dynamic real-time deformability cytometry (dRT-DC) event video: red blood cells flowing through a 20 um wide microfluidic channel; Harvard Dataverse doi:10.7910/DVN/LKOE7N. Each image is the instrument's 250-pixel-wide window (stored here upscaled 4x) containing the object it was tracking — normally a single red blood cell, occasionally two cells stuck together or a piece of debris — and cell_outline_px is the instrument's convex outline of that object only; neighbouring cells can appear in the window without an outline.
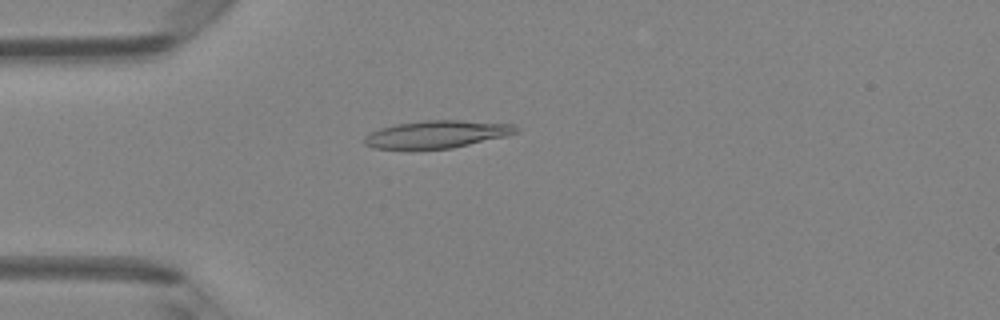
{"species": "Egyptian fruit bat (a non-hibernating species)", "species_latin": "Rousettus aegyptiacus", "temperature_condition": "room temperature", "stored_images_in_passage": 48, "camera_frame_rate_fps": 3000, "um_per_image_px": 0.085, "animal": {"sex": "female"}, "frame": {"image": 1, "passage_image": 13, "time_ms": 4.0, "image_size_px": [1000, 320], "cell_outline_px": [[520, 132], [504, 136], [452, 148], [372, 148], [364, 144], [364, 136], [368, 132], [380, 128], [396, 124], [424, 120], [460, 120], [516, 124], [520, 128]], "centroid_in_image_um": [37.15, 11.39], "position_along_channel_um": 47.9, "area_um2": 24.22}}
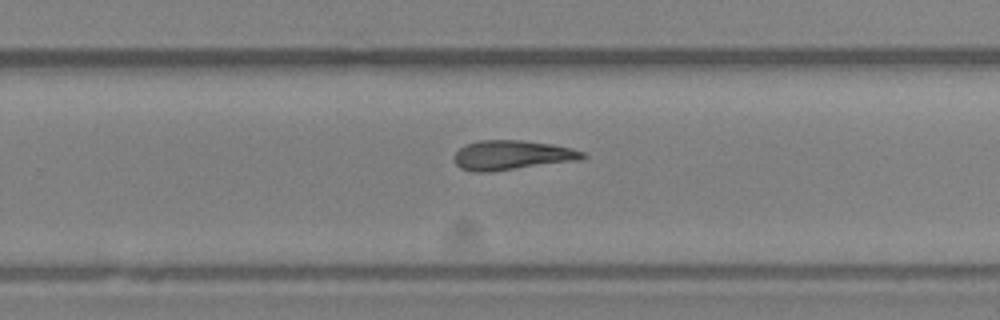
{"frame": {"image": 2, "passage_image": 31, "time_ms": 10.0, "image_size_px": [1000, 320], "cell_outline_px": [[588, 156], [580, 160], [492, 172], [472, 172], [460, 168], [452, 160], [452, 156], [460, 148], [468, 144], [480, 140], [520, 140], [552, 144], [572, 148], [584, 152]], "centroid_in_image_um": [43.51, 13.2], "position_along_channel_um": 286.3, "area_um2": 22.37}}
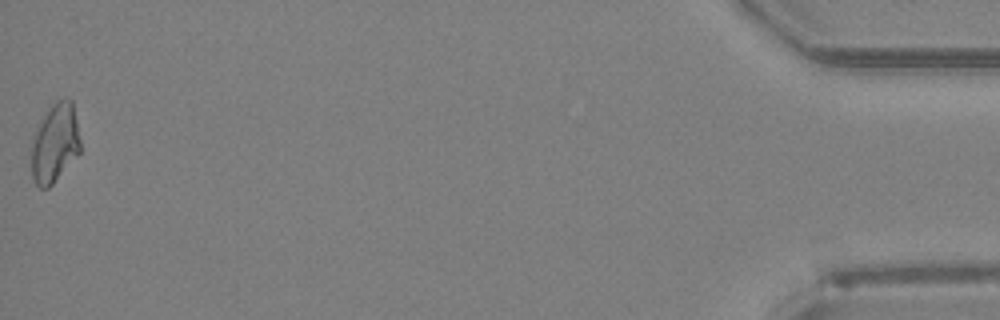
{"frame": {"image": 3, "passage_image": 48, "time_ms": 15.667, "image_size_px": [1000, 320], "cell_outline_px": [[80, 152], [52, 184], [48, 188], [40, 188], [36, 184], [32, 176], [32, 136], [48, 108], [56, 100], [64, 96], [72, 100], [80, 140]], "centroid_in_image_um": [4.66, 12.13], "position_along_channel_um": 430.5, "area_um2": 22.43}}